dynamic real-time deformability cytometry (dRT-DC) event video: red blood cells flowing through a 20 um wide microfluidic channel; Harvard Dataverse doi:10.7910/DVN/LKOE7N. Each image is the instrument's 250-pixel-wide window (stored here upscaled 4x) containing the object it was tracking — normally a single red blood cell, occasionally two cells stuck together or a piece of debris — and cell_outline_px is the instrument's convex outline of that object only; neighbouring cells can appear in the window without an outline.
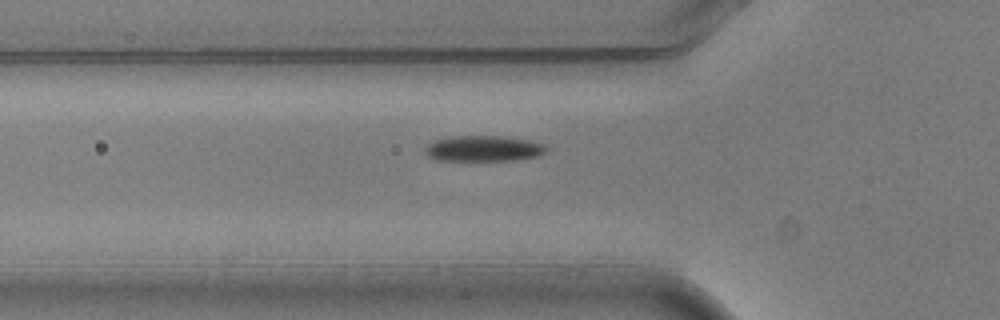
{"species": "common noctule bat (a hibernating species)", "species_latin": "Nyctalus noctula", "temperature_condition": "warm", "stored_images_in_passage": 2, "camera_frame_rate_fps": 3000, "um_per_image_px": 0.085, "animal": {"sex": "male", "body_mass_g": 20.5, "forearm_length_mm": 52.5}, "frame": {"image": 1, "passage_image": 2, "time_ms": 0.333, "image_size_px": [1000, 320], "cell_outline_px": [[548, 152], [540, 156], [516, 160], [436, 160], [428, 156], [424, 152], [424, 148], [428, 144], [436, 140], [448, 136], [500, 136], [532, 140], [544, 144], [548, 148]], "centroid_in_image_um": [41.14, 12.62], "position_along_channel_um": 84.7, "area_um2": 18.44}}